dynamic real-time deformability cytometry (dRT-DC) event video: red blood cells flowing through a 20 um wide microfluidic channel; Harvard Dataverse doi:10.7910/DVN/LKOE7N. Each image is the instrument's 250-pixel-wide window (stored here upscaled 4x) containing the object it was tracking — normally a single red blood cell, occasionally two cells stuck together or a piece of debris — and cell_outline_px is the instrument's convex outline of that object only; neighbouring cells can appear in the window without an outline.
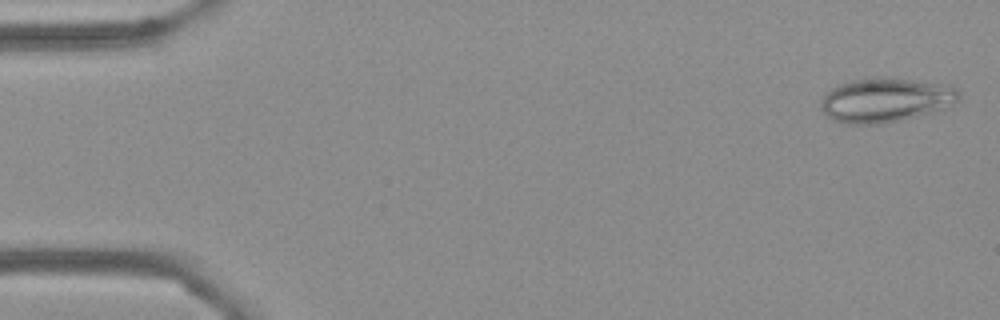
{"species": "Egyptian fruit bat (a non-hibernating species)", "species_latin": "Rousettus aegyptiacus", "temperature_condition": "cold", "stored_images_in_passage": 56, "camera_frame_rate_fps": 3000, "um_per_image_px": 0.085, "frame": {"image": 1, "passage_image": 2, "time_ms": 0.333, "image_size_px": [1000, 320], "cell_outline_px": [[960, 100], [944, 108], [932, 112], [900, 120], [880, 124], [844, 124], [832, 120], [820, 108], [820, 100], [832, 88], [840, 84], [852, 80], [908, 80], [948, 84], [956, 88], [960, 92]], "centroid_in_image_um": [75.28, 8.55], "position_along_channel_um": 9.7, "area_um2": 34.85}}
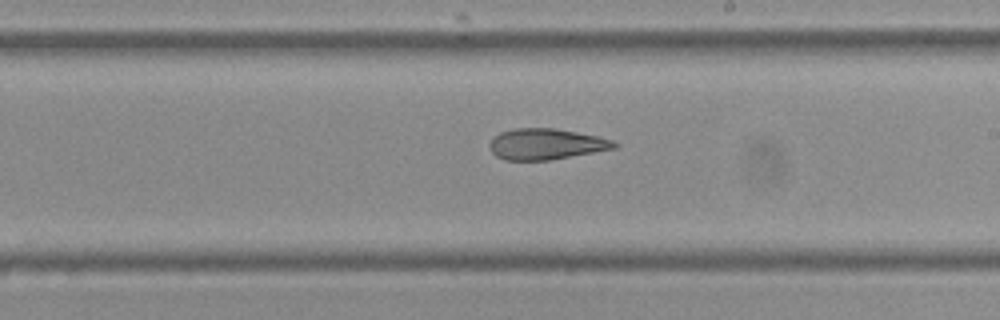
{"frame": {"image": 2, "passage_image": 32, "time_ms": 10.333, "image_size_px": [1000, 320], "cell_outline_px": [[620, 144], [616, 148], [548, 160], [504, 160], [496, 156], [492, 152], [488, 144], [500, 132], [512, 128], [556, 128], [596, 136], [612, 140]], "centroid_in_image_um": [46.39, 12.24], "position_along_channel_um": 242.6, "area_um2": 22.37}}
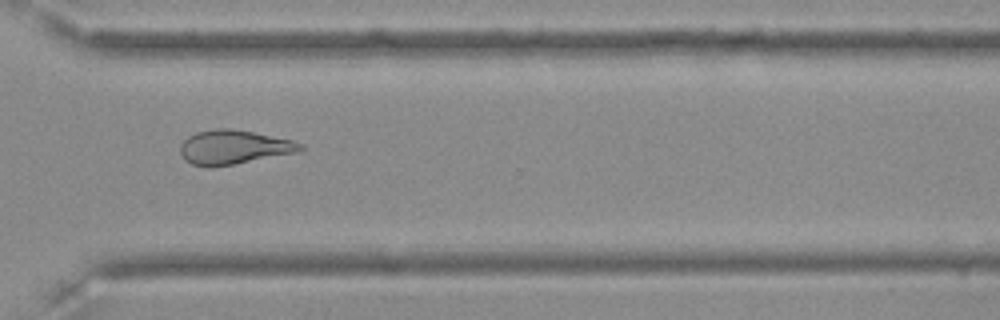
{"frame": {"image": 3, "passage_image": 41, "time_ms": 13.333, "image_size_px": [1000, 320], "cell_outline_px": [[304, 148], [300, 152], [212, 168], [208, 168], [192, 164], [184, 160], [180, 152], [180, 144], [188, 136], [196, 132], [216, 128], [228, 128], [252, 132], [292, 140], [304, 144]], "centroid_in_image_um": [19.85, 12.52], "position_along_channel_um": 350.7, "area_um2": 24.1}, "authors_computed_cell_mechanics": {"area_um2": 25.0274, "velocity_mm_per_s": 3.607, "shape_relaxation_time_tau1_ms": null, "shape_relaxation_time_tau2_ms": 3.1396, "deformation_change_tau1": null, "deformation_change_tau2": 0.1095}}